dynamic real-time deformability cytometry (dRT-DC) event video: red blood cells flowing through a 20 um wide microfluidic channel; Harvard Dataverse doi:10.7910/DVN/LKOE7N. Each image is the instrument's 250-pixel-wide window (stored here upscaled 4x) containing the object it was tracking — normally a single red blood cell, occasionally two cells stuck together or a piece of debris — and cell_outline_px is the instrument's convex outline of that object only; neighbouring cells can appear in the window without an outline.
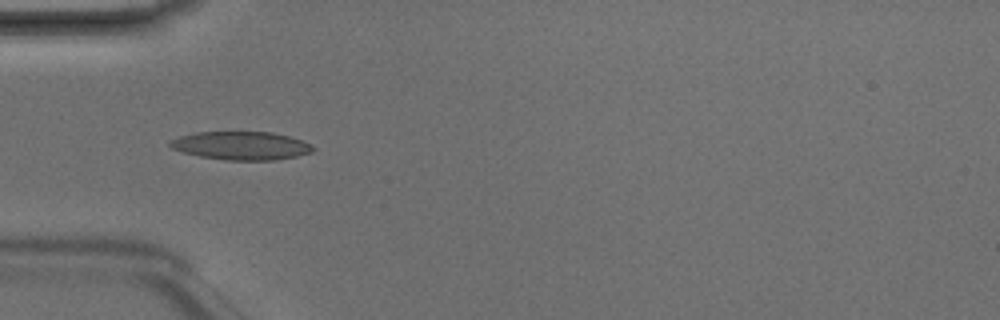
{"species": "Egyptian fruit bat (a non-hibernating species)", "species_latin": "Rousettus aegyptiacus", "temperature_condition": "room temperature", "stored_images_in_passage": 5, "camera_frame_rate_fps": 3000, "um_per_image_px": 0.085, "animal": {"sex": "male"}, "frame": {"image": 1, "passage_image": 4, "time_ms": 1.0, "image_size_px": [1000, 320], "cell_outline_px": [[316, 148], [312, 152], [296, 156], [272, 160], [224, 160], [200, 156], [184, 152], [172, 148], [168, 144], [172, 140], [180, 136], [196, 132], [272, 132], [288, 136], [312, 144]], "centroid_in_image_um": [20.52, 12.38], "position_along_channel_um": 64.5, "area_um2": 23.41}}